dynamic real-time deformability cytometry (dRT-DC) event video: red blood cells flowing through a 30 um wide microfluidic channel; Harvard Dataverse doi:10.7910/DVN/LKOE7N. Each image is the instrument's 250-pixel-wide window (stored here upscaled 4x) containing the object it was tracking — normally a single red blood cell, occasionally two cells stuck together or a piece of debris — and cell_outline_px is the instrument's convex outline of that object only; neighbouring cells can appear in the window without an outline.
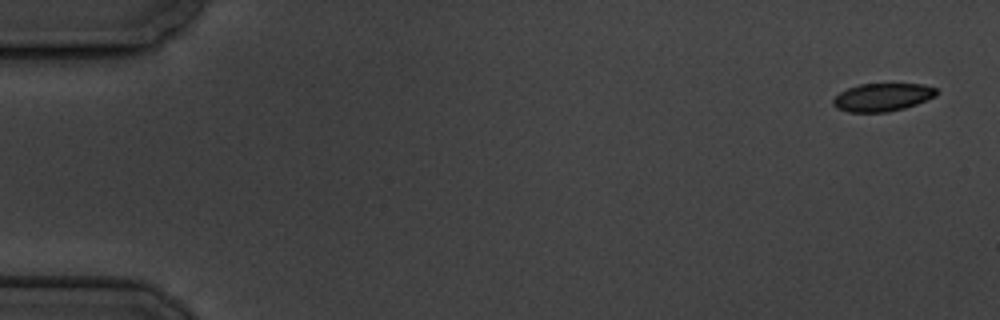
{"species": "common noctule bat (a hibernating species)", "species_latin": "Nyctalus noctula", "temperature_condition": "cold", "stored_images_in_passage": 5, "camera_frame_rate_fps": 3000, "um_per_image_px": 0.085, "animal": {"sex": "male", "body_mass_g": 19.5, "forearm_length_mm": 54.6}, "frame": {"image": 1, "passage_image": 1, "time_ms": 0.0, "image_size_px": [1000, 320], "cell_outline_px": [[940, 92], [936, 96], [916, 104], [904, 108], [888, 112], [848, 112], [836, 108], [832, 104], [832, 100], [840, 92], [848, 88], [860, 84], [924, 84], [936, 88]], "centroid_in_image_um": [75.02, 8.26], "position_along_channel_um": 10.0, "area_um2": 16.94}}
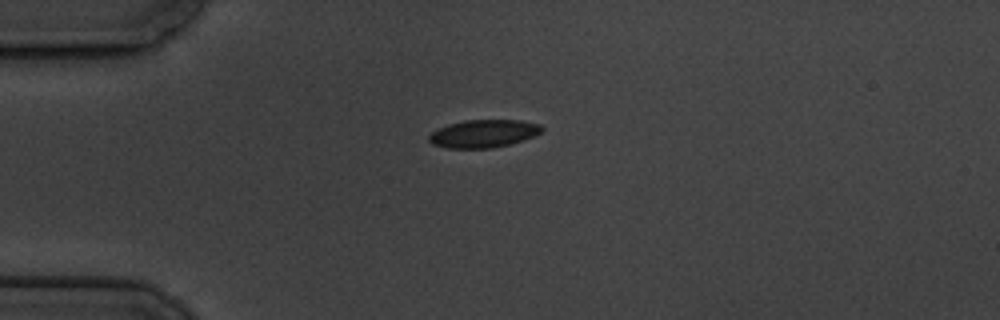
{"frame": {"image": 2, "passage_image": 4, "time_ms": 4.333, "image_size_px": [1000, 320], "cell_outline_px": [[544, 128], [536, 136], [524, 140], [492, 148], [448, 148], [432, 144], [428, 140], [428, 136], [432, 132], [448, 124], [464, 120], [520, 120], [540, 124]], "centroid_in_image_um": [41.11, 11.35], "position_along_channel_um": 43.9, "area_um2": 18.32}}